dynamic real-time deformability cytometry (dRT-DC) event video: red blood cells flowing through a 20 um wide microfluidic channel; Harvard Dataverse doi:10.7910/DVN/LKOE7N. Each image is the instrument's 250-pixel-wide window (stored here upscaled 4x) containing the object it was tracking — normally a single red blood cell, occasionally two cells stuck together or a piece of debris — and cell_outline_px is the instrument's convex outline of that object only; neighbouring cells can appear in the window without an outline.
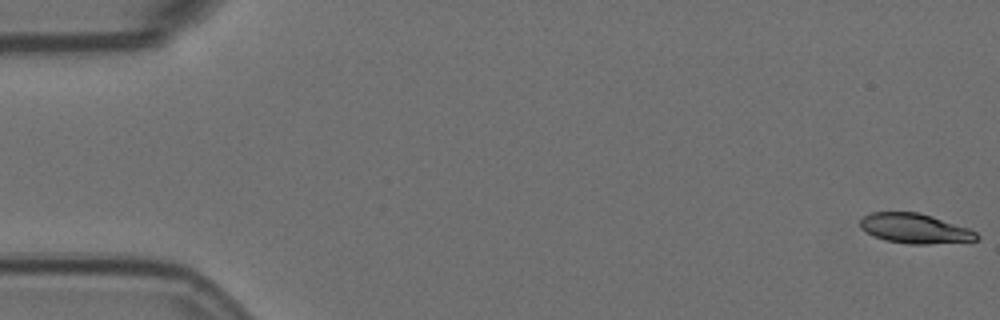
{"species": "Egyptian fruit bat (a non-hibernating species)", "species_latin": "Rousettus aegyptiacus", "temperature_condition": "room temperature", "stored_images_in_passage": 17, "camera_frame_rate_fps": 3000, "um_per_image_px": 0.085, "animal": {"sex": "female"}, "frame": {"image": 1, "passage_image": 1, "time_ms": 0.0, "image_size_px": [1000, 320], "cell_outline_px": [[980, 236], [976, 240], [928, 244], [908, 244], [884, 240], [872, 236], [860, 228], [860, 220], [864, 216], [872, 212], [920, 212], [968, 228], [976, 232]], "centroid_in_image_um": [77.73, 19.42], "position_along_channel_um": 7.3, "area_um2": 20.23}}
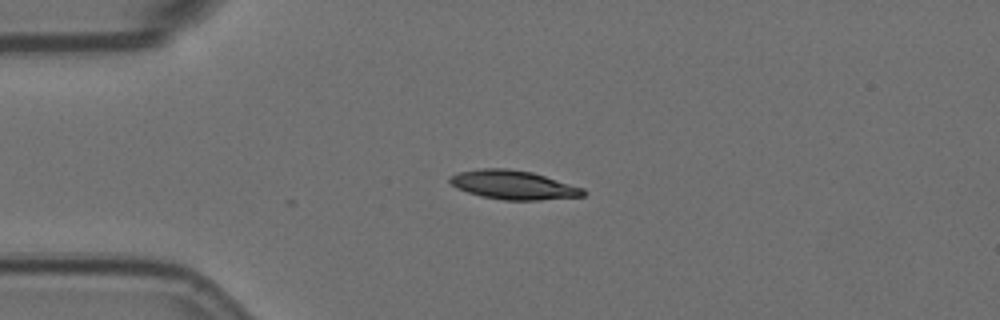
{"frame": {"image": 2, "passage_image": 14, "time_ms": 4.333, "image_size_px": [1000, 320], "cell_outline_px": [[588, 192], [584, 196], [540, 200], [504, 200], [480, 196], [456, 188], [448, 180], [448, 176], [460, 172], [484, 168], [508, 168], [532, 172], [584, 188]], "centroid_in_image_um": [43.65, 15.72], "position_along_channel_um": 41.4, "area_um2": 22.54}}